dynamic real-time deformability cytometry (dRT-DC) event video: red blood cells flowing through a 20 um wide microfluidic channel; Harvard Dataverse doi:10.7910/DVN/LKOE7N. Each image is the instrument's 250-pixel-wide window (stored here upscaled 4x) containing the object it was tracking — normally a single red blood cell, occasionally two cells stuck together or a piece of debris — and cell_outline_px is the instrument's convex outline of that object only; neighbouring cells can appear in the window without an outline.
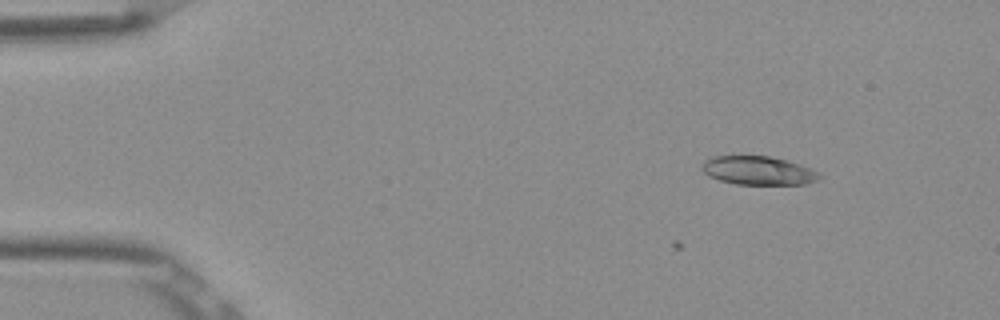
{"species": "Egyptian fruit bat (a non-hibernating species)", "species_latin": "Rousettus aegyptiacus", "temperature_condition": "room temperature", "stored_images_in_passage": 7, "camera_frame_rate_fps": 3000, "um_per_image_px": 0.085, "frame": {"image": 1, "passage_image": 3, "time_ms": 0.667, "image_size_px": [1000, 320], "cell_outline_px": [[824, 176], [820, 180], [804, 184], [736, 184], [720, 180], [708, 176], [700, 168], [700, 164], [704, 160], [712, 156], [768, 156], [788, 160], [820, 172]], "centroid_in_image_um": [64.46, 14.49], "position_along_channel_um": 20.5, "area_um2": 19.83}}
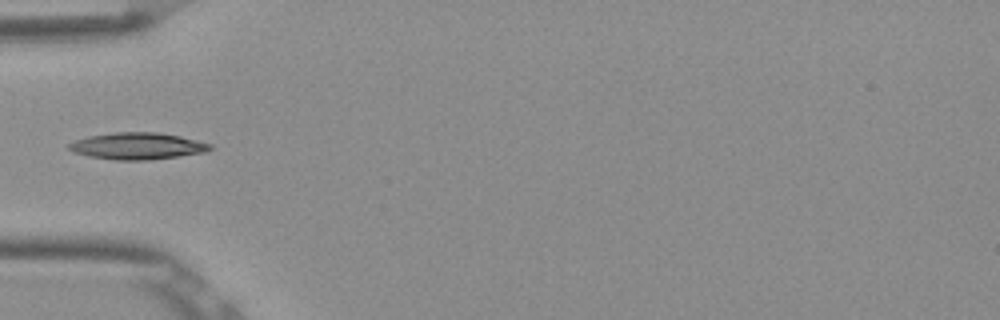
{"frame": {"image": 2, "passage_image": 6, "time_ms": 1.667, "image_size_px": [1000, 320], "cell_outline_px": [[212, 148], [204, 152], [148, 160], [116, 160], [88, 156], [72, 152], [68, 148], [68, 144], [76, 140], [88, 136], [112, 132], [156, 132], [180, 136], [212, 144]], "centroid_in_image_um": [11.64, 12.41], "position_along_channel_um": 73.4, "area_um2": 21.91}}
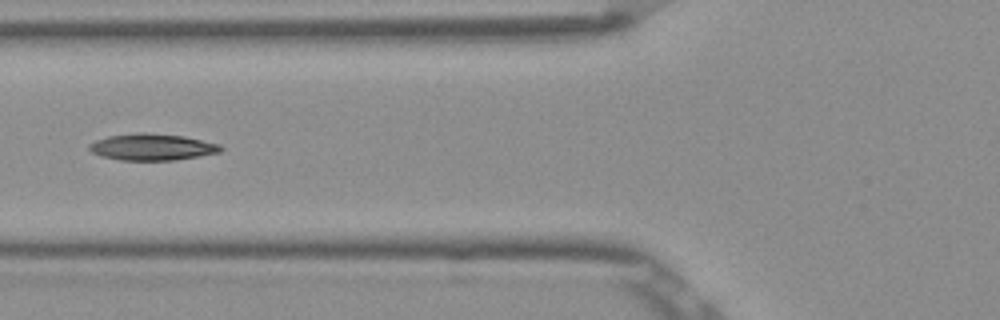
{"frame": {"image": 3, "passage_image": 7, "time_ms": 2.0, "image_size_px": [1000, 320], "cell_outline_px": [[224, 148], [220, 152], [200, 156], [176, 160], [120, 160], [100, 156], [92, 152], [88, 148], [88, 144], [96, 140], [108, 136], [136, 132], [144, 132], [184, 136], [220, 144]], "centroid_in_image_um": [12.92, 12.49], "position_along_channel_um": 112.9, "area_um2": 20.52}}